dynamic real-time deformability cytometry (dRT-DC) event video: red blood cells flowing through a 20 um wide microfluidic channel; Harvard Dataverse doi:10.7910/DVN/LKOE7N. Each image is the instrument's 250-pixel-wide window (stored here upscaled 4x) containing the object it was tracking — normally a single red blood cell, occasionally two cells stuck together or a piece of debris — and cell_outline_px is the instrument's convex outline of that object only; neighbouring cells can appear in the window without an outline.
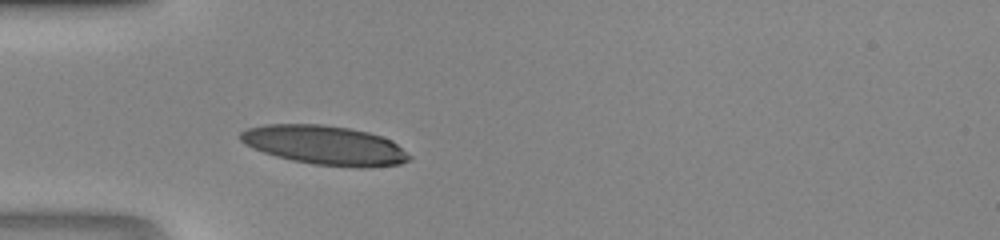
{"species": "human", "species_latin": "Homo sapiens", "temperature_condition": "room temperature", "stored_images_in_passage": 32, "camera_frame_rate_fps": 3000, "um_per_image_px": 0.085, "donor": {"sex": "male"}, "frame": {"image": 1, "passage_image": 1, "time_ms": 0.0, "image_size_px": [1000, 240], "cell_outline_px": [[412, 156], [408, 160], [400, 164], [364, 168], [360, 168], [312, 164], [292, 160], [276, 156], [252, 148], [244, 144], [240, 140], [240, 132], [248, 128], [264, 124], [320, 124], [348, 128], [368, 132], [392, 140]], "centroid_in_image_um": [27.6, 12.35], "position_along_channel_um": 57.4, "area_um2": 38.61}}
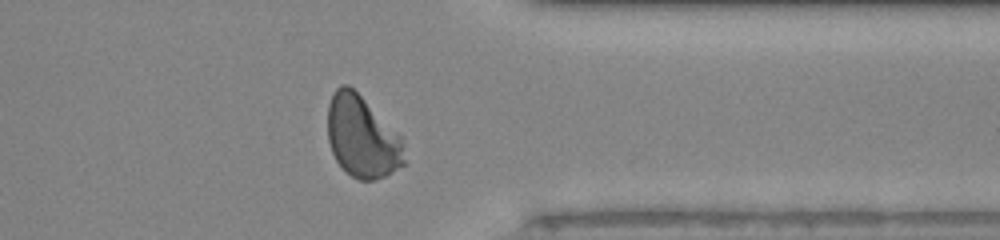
{"frame": {"image": 2, "passage_image": 23, "time_ms": 7.333, "image_size_px": [1000, 240], "cell_outline_px": [[404, 164], [384, 176], [376, 180], [360, 180], [352, 176], [336, 160], [332, 152], [328, 140], [328, 104], [332, 92], [340, 84], [348, 84], [400, 136], [404, 160]], "centroid_in_image_um": [30.73, 11.63], "position_along_channel_um": 380.7, "area_um2": 35.72}}
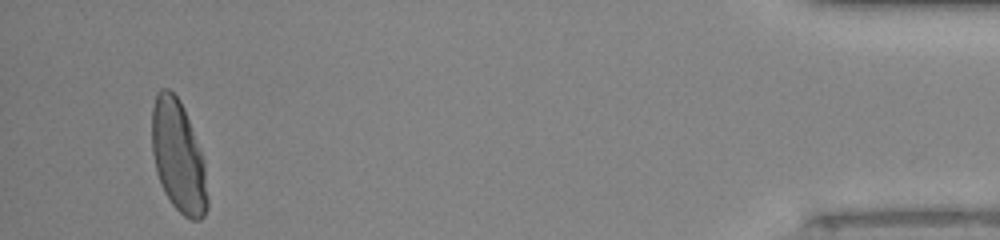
{"frame": {"image": 3, "passage_image": 30, "time_ms": 9.667, "image_size_px": [1000, 240], "cell_outline_px": [[208, 208], [204, 216], [200, 220], [192, 220], [184, 216], [172, 204], [164, 192], [160, 184], [156, 172], [152, 152], [152, 108], [156, 92], [160, 88], [168, 88], [180, 100], [184, 108], [200, 152], [204, 164], [208, 200]], "centroid_in_image_um": [15.13, 13.31], "position_along_channel_um": 420.1, "area_um2": 36.07}}